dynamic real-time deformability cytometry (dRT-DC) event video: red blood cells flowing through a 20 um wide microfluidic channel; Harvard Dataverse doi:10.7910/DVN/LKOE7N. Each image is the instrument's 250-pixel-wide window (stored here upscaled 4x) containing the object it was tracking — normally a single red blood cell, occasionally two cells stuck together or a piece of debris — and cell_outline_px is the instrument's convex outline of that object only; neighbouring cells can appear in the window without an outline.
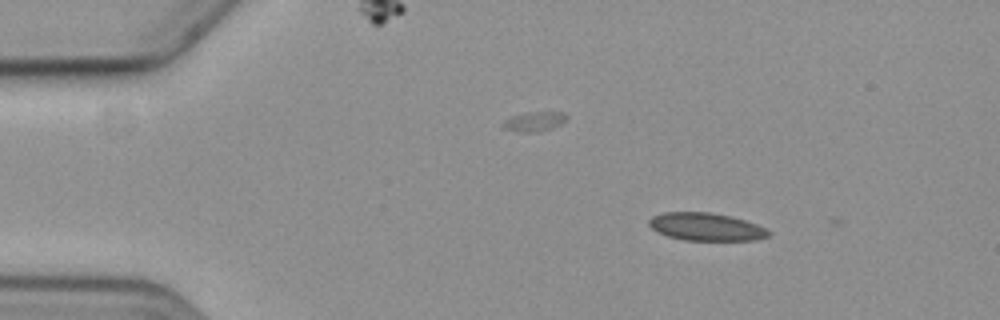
{"species": "common noctule bat (a hibernating species)", "species_latin": "Nyctalus noctula", "temperature_condition": "cold", "stored_images_in_passage": 3, "camera_frame_rate_fps": 3000, "um_per_image_px": 0.085, "animal": {"sex": "female", "body_mass_g": 19.3, "forearm_length_mm": 54.1}, "frame": {"image": 1, "passage_image": 1, "time_ms": 0.0, "image_size_px": [1000, 320], "cell_outline_px": [[772, 232], [768, 236], [756, 240], [684, 240], [668, 236], [656, 232], [648, 224], [648, 220], [652, 216], [664, 212], [708, 212], [732, 216], [756, 224]], "centroid_in_image_um": [59.99, 19.27], "position_along_channel_um": 25.0, "area_um2": 19.36}}